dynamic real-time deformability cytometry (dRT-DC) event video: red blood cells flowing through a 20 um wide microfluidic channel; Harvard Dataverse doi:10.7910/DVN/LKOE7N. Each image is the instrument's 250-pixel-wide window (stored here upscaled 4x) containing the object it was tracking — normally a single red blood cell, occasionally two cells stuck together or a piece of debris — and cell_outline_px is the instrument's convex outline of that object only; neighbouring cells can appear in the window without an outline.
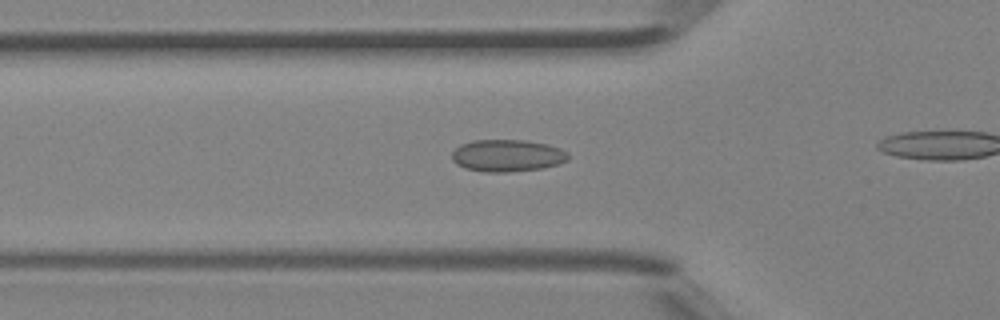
{"species": "Egyptian fruit bat (a non-hibernating species)", "species_latin": "Rousettus aegyptiacus", "temperature_condition": "room temperature", "stored_images_in_passage": 31, "camera_frame_rate_fps": 3000, "um_per_image_px": 0.085, "animal": {"sex": "female"}, "frame": {"image": 1, "passage_image": 10, "time_ms": 3.0, "image_size_px": [1000, 320], "cell_outline_px": [[568, 160], [556, 164], [540, 168], [508, 172], [484, 172], [464, 168], [456, 164], [452, 160], [452, 152], [460, 144], [472, 140], [524, 140], [548, 144], [560, 148], [568, 152]], "centroid_in_image_um": [43.08, 13.22], "position_along_channel_um": 82.7, "area_um2": 21.79}}
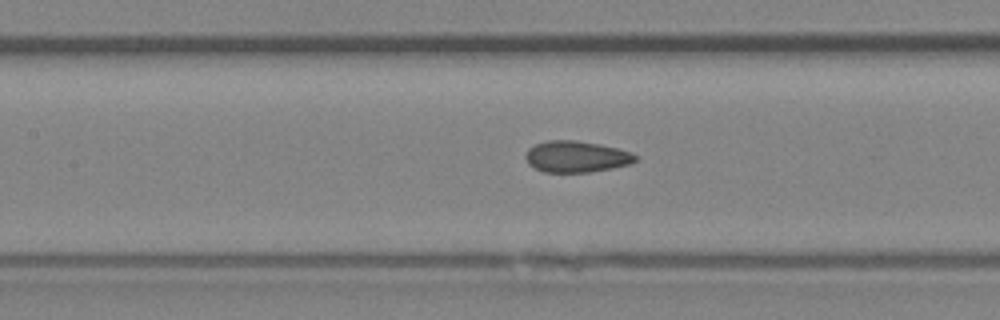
{"frame": {"image": 2, "passage_image": 15, "time_ms": 4.667, "image_size_px": [1000, 320], "cell_outline_px": [[640, 156], [636, 160], [628, 164], [612, 168], [588, 172], [544, 172], [528, 164], [524, 156], [528, 148], [536, 144], [548, 140], [576, 140], [600, 144], [632, 152]], "centroid_in_image_um": [48.98, 13.31], "position_along_channel_um": 158.4, "area_um2": 20.11}}
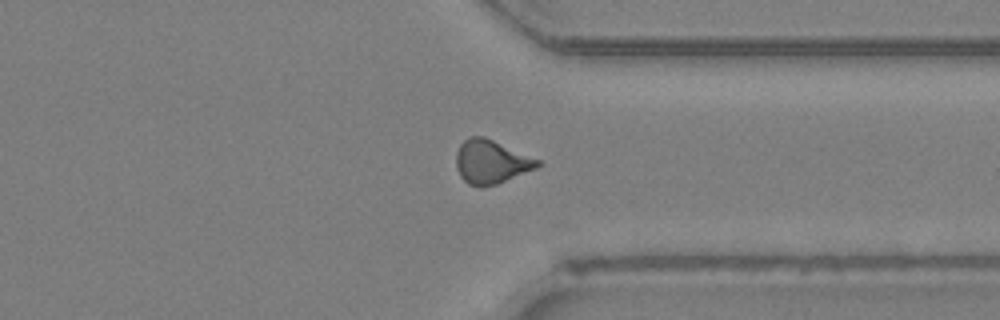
{"frame": {"image": 3, "passage_image": 29, "time_ms": 9.333, "image_size_px": [1000, 320], "cell_outline_px": [[544, 164], [536, 168], [496, 184], [484, 188], [480, 188], [468, 184], [460, 176], [456, 168], [456, 152], [460, 144], [468, 136], [484, 136], [540, 160]], "centroid_in_image_um": [41.72, 13.76], "position_along_channel_um": 369.7, "area_um2": 20.87}}